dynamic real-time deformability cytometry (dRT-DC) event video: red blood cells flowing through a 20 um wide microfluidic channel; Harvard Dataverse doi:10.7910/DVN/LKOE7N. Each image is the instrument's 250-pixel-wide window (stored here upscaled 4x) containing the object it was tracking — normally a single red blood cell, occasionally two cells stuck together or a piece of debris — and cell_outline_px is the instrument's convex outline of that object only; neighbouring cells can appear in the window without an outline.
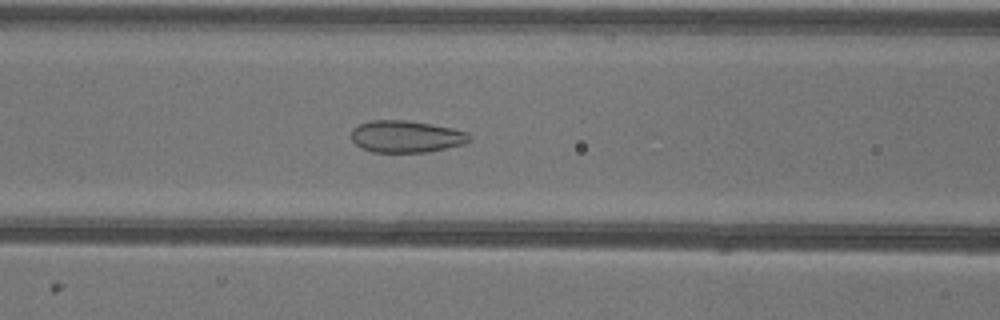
{"species": "common noctule bat (a hibernating species)", "species_latin": "Nyctalus noctula", "temperature_condition": "warm", "stored_images_in_passage": 52, "camera_frame_rate_fps": 3000, "um_per_image_px": 0.085, "animal": {"sex": "female"}, "frame": {"image": 1, "passage_image": 21, "time_ms": 6.667, "image_size_px": [1000, 320], "cell_outline_px": [[472, 140], [464, 144], [424, 152], [372, 152], [356, 144], [352, 140], [352, 128], [368, 120], [404, 120], [452, 128], [468, 132], [472, 136]], "centroid_in_image_um": [34.54, 11.6], "position_along_channel_um": 132.1, "area_um2": 21.85}}
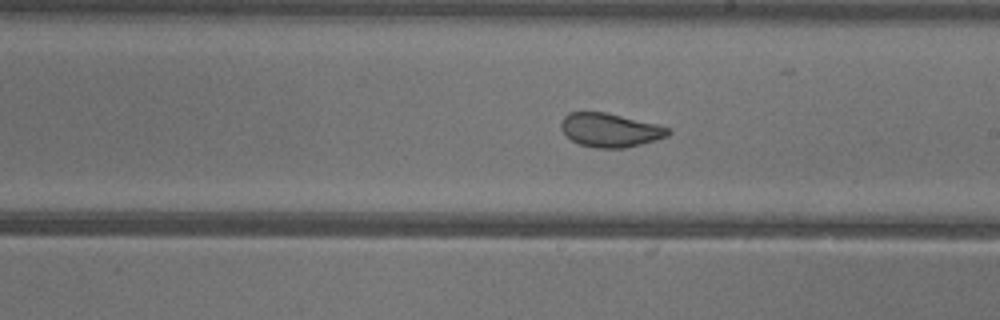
{"frame": {"image": 2, "passage_image": 29, "time_ms": 9.333, "image_size_px": [1000, 320], "cell_outline_px": [[672, 132], [668, 136], [656, 140], [624, 148], [596, 148], [580, 144], [572, 140], [560, 128], [560, 124], [564, 116], [568, 112], [604, 112], [656, 124], [668, 128]], "centroid_in_image_um": [51.85, 11.06], "position_along_channel_um": 237.2, "area_um2": 20.87}}
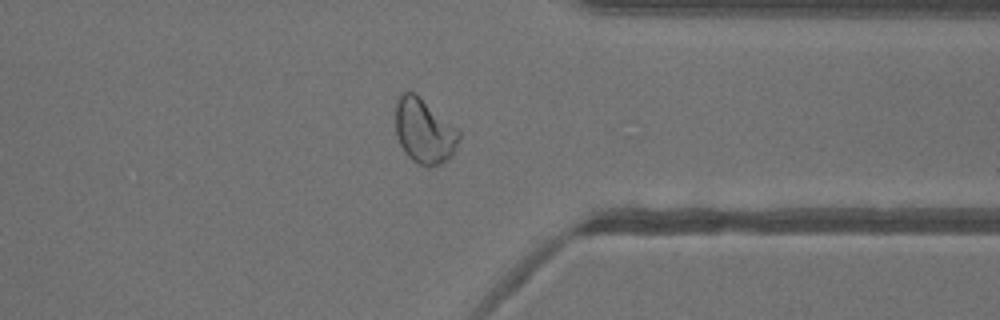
{"frame": {"image": 3, "passage_image": 40, "time_ms": 13.0, "image_size_px": [1000, 320], "cell_outline_px": [[460, 136], [452, 156], [448, 160], [440, 164], [428, 168], [412, 160], [404, 152], [396, 136], [396, 104], [400, 92], [416, 92], [456, 128], [460, 132]], "centroid_in_image_um": [36.04, 11.14], "position_along_channel_um": 375.4, "area_um2": 24.04}, "authors_computed_cell_mechanics": {"area_um2": 25.2297, "velocity_mm_per_s": 3.9446, "shape_relaxation_time_tau1_ms": 7.1014, "shape_relaxation_time_tau2_ms": 0.749, "deformation_change_tau1": 0.1356, "deformation_change_tau2": 0.0589}}